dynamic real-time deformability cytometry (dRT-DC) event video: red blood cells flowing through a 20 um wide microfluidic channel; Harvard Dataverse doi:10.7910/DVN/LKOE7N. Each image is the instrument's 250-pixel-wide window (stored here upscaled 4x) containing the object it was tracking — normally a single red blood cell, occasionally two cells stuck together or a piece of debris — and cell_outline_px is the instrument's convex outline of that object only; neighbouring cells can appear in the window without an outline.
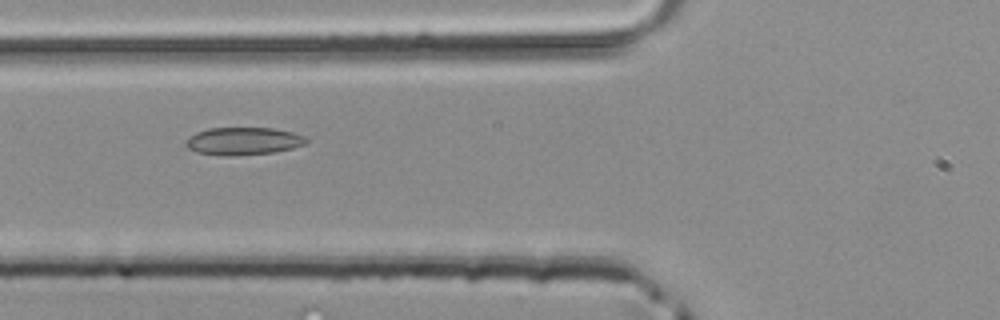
{"species": "common noctule bat (a hibernating species)", "species_latin": "Nyctalus noctula", "temperature_condition": "room temperature", "stored_images_in_passage": 4, "camera_frame_rate_fps": 3000, "um_per_image_px": 0.085, "animal": {"sex": "male", "body_mass_g": 20.4}, "frame": {"image": 1, "passage_image": 4, "time_ms": 1.0, "image_size_px": [1000, 320], "cell_outline_px": [[308, 144], [292, 148], [272, 152], [196, 152], [188, 148], [184, 144], [188, 136], [196, 132], [208, 128], [272, 128], [292, 132], [308, 136]], "centroid_in_image_um": [20.75, 11.92], "position_along_channel_um": 105.0, "area_um2": 18.38}}